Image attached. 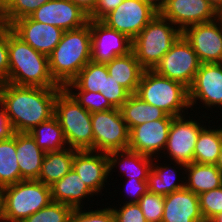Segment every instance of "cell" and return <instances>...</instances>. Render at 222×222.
I'll list each match as a JSON object with an SVG mask.
<instances>
[{"mask_svg": "<svg viewBox=\"0 0 222 222\" xmlns=\"http://www.w3.org/2000/svg\"><path fill=\"white\" fill-rule=\"evenodd\" d=\"M136 95L170 116L190 114L188 88L180 82L158 75L154 70H144Z\"/></svg>", "mask_w": 222, "mask_h": 222, "instance_id": "4", "label": "cell"}, {"mask_svg": "<svg viewBox=\"0 0 222 222\" xmlns=\"http://www.w3.org/2000/svg\"><path fill=\"white\" fill-rule=\"evenodd\" d=\"M12 31L39 53L49 56L61 41L64 31L25 17L11 24Z\"/></svg>", "mask_w": 222, "mask_h": 222, "instance_id": "18", "label": "cell"}, {"mask_svg": "<svg viewBox=\"0 0 222 222\" xmlns=\"http://www.w3.org/2000/svg\"><path fill=\"white\" fill-rule=\"evenodd\" d=\"M85 110L90 113L114 109L100 92L81 91L72 81L63 87ZM75 89V91H73Z\"/></svg>", "mask_w": 222, "mask_h": 222, "instance_id": "33", "label": "cell"}, {"mask_svg": "<svg viewBox=\"0 0 222 222\" xmlns=\"http://www.w3.org/2000/svg\"><path fill=\"white\" fill-rule=\"evenodd\" d=\"M69 1L78 6L88 16L94 11L98 2V0H69Z\"/></svg>", "mask_w": 222, "mask_h": 222, "instance_id": "45", "label": "cell"}, {"mask_svg": "<svg viewBox=\"0 0 222 222\" xmlns=\"http://www.w3.org/2000/svg\"><path fill=\"white\" fill-rule=\"evenodd\" d=\"M120 207H111L115 222H147L145 216L142 213V210L138 203H123L117 204Z\"/></svg>", "mask_w": 222, "mask_h": 222, "instance_id": "40", "label": "cell"}, {"mask_svg": "<svg viewBox=\"0 0 222 222\" xmlns=\"http://www.w3.org/2000/svg\"><path fill=\"white\" fill-rule=\"evenodd\" d=\"M181 34L173 23L158 14L132 40V51L145 70H153Z\"/></svg>", "mask_w": 222, "mask_h": 222, "instance_id": "5", "label": "cell"}, {"mask_svg": "<svg viewBox=\"0 0 222 222\" xmlns=\"http://www.w3.org/2000/svg\"><path fill=\"white\" fill-rule=\"evenodd\" d=\"M9 28H11V24L7 15V2L0 0V30Z\"/></svg>", "mask_w": 222, "mask_h": 222, "instance_id": "46", "label": "cell"}, {"mask_svg": "<svg viewBox=\"0 0 222 222\" xmlns=\"http://www.w3.org/2000/svg\"><path fill=\"white\" fill-rule=\"evenodd\" d=\"M72 210L69 205L52 201L22 222H69Z\"/></svg>", "mask_w": 222, "mask_h": 222, "instance_id": "34", "label": "cell"}, {"mask_svg": "<svg viewBox=\"0 0 222 222\" xmlns=\"http://www.w3.org/2000/svg\"><path fill=\"white\" fill-rule=\"evenodd\" d=\"M185 175V187L197 195L222 186V173L215 164H187Z\"/></svg>", "mask_w": 222, "mask_h": 222, "instance_id": "25", "label": "cell"}, {"mask_svg": "<svg viewBox=\"0 0 222 222\" xmlns=\"http://www.w3.org/2000/svg\"><path fill=\"white\" fill-rule=\"evenodd\" d=\"M8 29L0 30V83L8 80Z\"/></svg>", "mask_w": 222, "mask_h": 222, "instance_id": "41", "label": "cell"}, {"mask_svg": "<svg viewBox=\"0 0 222 222\" xmlns=\"http://www.w3.org/2000/svg\"><path fill=\"white\" fill-rule=\"evenodd\" d=\"M200 63H222V17L194 24L182 31Z\"/></svg>", "mask_w": 222, "mask_h": 222, "instance_id": "12", "label": "cell"}, {"mask_svg": "<svg viewBox=\"0 0 222 222\" xmlns=\"http://www.w3.org/2000/svg\"><path fill=\"white\" fill-rule=\"evenodd\" d=\"M20 181V169L16 156V132L6 140H0V185L8 186Z\"/></svg>", "mask_w": 222, "mask_h": 222, "instance_id": "31", "label": "cell"}, {"mask_svg": "<svg viewBox=\"0 0 222 222\" xmlns=\"http://www.w3.org/2000/svg\"><path fill=\"white\" fill-rule=\"evenodd\" d=\"M219 17H222V10L219 12Z\"/></svg>", "mask_w": 222, "mask_h": 222, "instance_id": "52", "label": "cell"}, {"mask_svg": "<svg viewBox=\"0 0 222 222\" xmlns=\"http://www.w3.org/2000/svg\"><path fill=\"white\" fill-rule=\"evenodd\" d=\"M114 107L120 109L127 101L131 93L122 85L117 83L112 76H105L104 91L100 92Z\"/></svg>", "mask_w": 222, "mask_h": 222, "instance_id": "39", "label": "cell"}, {"mask_svg": "<svg viewBox=\"0 0 222 222\" xmlns=\"http://www.w3.org/2000/svg\"><path fill=\"white\" fill-rule=\"evenodd\" d=\"M51 202V187L38 180L8 185L4 192L3 222H22Z\"/></svg>", "mask_w": 222, "mask_h": 222, "instance_id": "7", "label": "cell"}, {"mask_svg": "<svg viewBox=\"0 0 222 222\" xmlns=\"http://www.w3.org/2000/svg\"><path fill=\"white\" fill-rule=\"evenodd\" d=\"M91 61V30L81 28L64 31L61 41L48 56L49 71L54 81L64 87Z\"/></svg>", "mask_w": 222, "mask_h": 222, "instance_id": "3", "label": "cell"}, {"mask_svg": "<svg viewBox=\"0 0 222 222\" xmlns=\"http://www.w3.org/2000/svg\"><path fill=\"white\" fill-rule=\"evenodd\" d=\"M159 14L181 32L191 25L210 22L219 17L208 0H168Z\"/></svg>", "mask_w": 222, "mask_h": 222, "instance_id": "16", "label": "cell"}, {"mask_svg": "<svg viewBox=\"0 0 222 222\" xmlns=\"http://www.w3.org/2000/svg\"><path fill=\"white\" fill-rule=\"evenodd\" d=\"M208 2L218 13L222 10V0H208Z\"/></svg>", "mask_w": 222, "mask_h": 222, "instance_id": "49", "label": "cell"}, {"mask_svg": "<svg viewBox=\"0 0 222 222\" xmlns=\"http://www.w3.org/2000/svg\"><path fill=\"white\" fill-rule=\"evenodd\" d=\"M161 222H205L198 195L185 187L164 196Z\"/></svg>", "mask_w": 222, "mask_h": 222, "instance_id": "20", "label": "cell"}, {"mask_svg": "<svg viewBox=\"0 0 222 222\" xmlns=\"http://www.w3.org/2000/svg\"><path fill=\"white\" fill-rule=\"evenodd\" d=\"M73 159L74 149L69 147L60 151L46 152L38 181L51 186L73 168Z\"/></svg>", "mask_w": 222, "mask_h": 222, "instance_id": "26", "label": "cell"}, {"mask_svg": "<svg viewBox=\"0 0 222 222\" xmlns=\"http://www.w3.org/2000/svg\"><path fill=\"white\" fill-rule=\"evenodd\" d=\"M105 76H108L106 64L89 61L72 82L81 91L103 92Z\"/></svg>", "mask_w": 222, "mask_h": 222, "instance_id": "32", "label": "cell"}, {"mask_svg": "<svg viewBox=\"0 0 222 222\" xmlns=\"http://www.w3.org/2000/svg\"><path fill=\"white\" fill-rule=\"evenodd\" d=\"M200 64L197 54L181 34L153 70L189 88Z\"/></svg>", "mask_w": 222, "mask_h": 222, "instance_id": "10", "label": "cell"}, {"mask_svg": "<svg viewBox=\"0 0 222 222\" xmlns=\"http://www.w3.org/2000/svg\"><path fill=\"white\" fill-rule=\"evenodd\" d=\"M159 13L142 0H124L100 21L133 40Z\"/></svg>", "mask_w": 222, "mask_h": 222, "instance_id": "11", "label": "cell"}, {"mask_svg": "<svg viewBox=\"0 0 222 222\" xmlns=\"http://www.w3.org/2000/svg\"><path fill=\"white\" fill-rule=\"evenodd\" d=\"M91 30V61L106 64L132 52V40L100 20H88Z\"/></svg>", "mask_w": 222, "mask_h": 222, "instance_id": "13", "label": "cell"}, {"mask_svg": "<svg viewBox=\"0 0 222 222\" xmlns=\"http://www.w3.org/2000/svg\"><path fill=\"white\" fill-rule=\"evenodd\" d=\"M174 118L167 115L164 119L149 121L133 127L129 131L128 149L161 159L162 156L159 154L165 149L170 125Z\"/></svg>", "mask_w": 222, "mask_h": 222, "instance_id": "15", "label": "cell"}, {"mask_svg": "<svg viewBox=\"0 0 222 222\" xmlns=\"http://www.w3.org/2000/svg\"><path fill=\"white\" fill-rule=\"evenodd\" d=\"M189 104L192 111L197 101L204 109L222 107V63H202L188 88ZM217 105V106H216Z\"/></svg>", "mask_w": 222, "mask_h": 222, "instance_id": "14", "label": "cell"}, {"mask_svg": "<svg viewBox=\"0 0 222 222\" xmlns=\"http://www.w3.org/2000/svg\"><path fill=\"white\" fill-rule=\"evenodd\" d=\"M208 127L205 125L202 128L194 148V162L199 164H216L219 158L222 127Z\"/></svg>", "mask_w": 222, "mask_h": 222, "instance_id": "29", "label": "cell"}, {"mask_svg": "<svg viewBox=\"0 0 222 222\" xmlns=\"http://www.w3.org/2000/svg\"><path fill=\"white\" fill-rule=\"evenodd\" d=\"M9 73L7 83L18 86L63 88L52 78L48 56L39 53L8 29Z\"/></svg>", "mask_w": 222, "mask_h": 222, "instance_id": "2", "label": "cell"}, {"mask_svg": "<svg viewBox=\"0 0 222 222\" xmlns=\"http://www.w3.org/2000/svg\"><path fill=\"white\" fill-rule=\"evenodd\" d=\"M30 18L56 26L63 31L81 28L89 20L88 15L69 0H50L38 8Z\"/></svg>", "mask_w": 222, "mask_h": 222, "instance_id": "17", "label": "cell"}, {"mask_svg": "<svg viewBox=\"0 0 222 222\" xmlns=\"http://www.w3.org/2000/svg\"><path fill=\"white\" fill-rule=\"evenodd\" d=\"M145 3L150 4L158 13L166 5L168 0H142Z\"/></svg>", "mask_w": 222, "mask_h": 222, "instance_id": "47", "label": "cell"}, {"mask_svg": "<svg viewBox=\"0 0 222 222\" xmlns=\"http://www.w3.org/2000/svg\"><path fill=\"white\" fill-rule=\"evenodd\" d=\"M50 187L52 201L69 205L72 208L84 207L83 200L89 195V197L95 195L73 168Z\"/></svg>", "mask_w": 222, "mask_h": 222, "instance_id": "23", "label": "cell"}, {"mask_svg": "<svg viewBox=\"0 0 222 222\" xmlns=\"http://www.w3.org/2000/svg\"><path fill=\"white\" fill-rule=\"evenodd\" d=\"M208 222H222V212L217 214V215H215Z\"/></svg>", "mask_w": 222, "mask_h": 222, "instance_id": "51", "label": "cell"}, {"mask_svg": "<svg viewBox=\"0 0 222 222\" xmlns=\"http://www.w3.org/2000/svg\"><path fill=\"white\" fill-rule=\"evenodd\" d=\"M126 191L125 193H127V196H131V197H127L130 198V200L125 201L123 203H138V201L140 200V198L148 192V182L147 181H141L138 179H132L129 178L126 181ZM133 196V197H132ZM132 198V199H131Z\"/></svg>", "mask_w": 222, "mask_h": 222, "instance_id": "42", "label": "cell"}, {"mask_svg": "<svg viewBox=\"0 0 222 222\" xmlns=\"http://www.w3.org/2000/svg\"><path fill=\"white\" fill-rule=\"evenodd\" d=\"M61 89L0 83V105L5 109L14 132L28 133L50 120Z\"/></svg>", "mask_w": 222, "mask_h": 222, "instance_id": "1", "label": "cell"}, {"mask_svg": "<svg viewBox=\"0 0 222 222\" xmlns=\"http://www.w3.org/2000/svg\"><path fill=\"white\" fill-rule=\"evenodd\" d=\"M215 165L219 169V171L222 173V145H221L218 161Z\"/></svg>", "mask_w": 222, "mask_h": 222, "instance_id": "50", "label": "cell"}, {"mask_svg": "<svg viewBox=\"0 0 222 222\" xmlns=\"http://www.w3.org/2000/svg\"><path fill=\"white\" fill-rule=\"evenodd\" d=\"M4 192L5 187L0 185V222H3L4 217Z\"/></svg>", "mask_w": 222, "mask_h": 222, "instance_id": "48", "label": "cell"}, {"mask_svg": "<svg viewBox=\"0 0 222 222\" xmlns=\"http://www.w3.org/2000/svg\"><path fill=\"white\" fill-rule=\"evenodd\" d=\"M109 176L114 167L119 166L120 171L129 178L147 181L154 158L140 154L130 149L116 150L107 153Z\"/></svg>", "mask_w": 222, "mask_h": 222, "instance_id": "21", "label": "cell"}, {"mask_svg": "<svg viewBox=\"0 0 222 222\" xmlns=\"http://www.w3.org/2000/svg\"><path fill=\"white\" fill-rule=\"evenodd\" d=\"M16 156L21 180H38L45 152L29 133L16 132Z\"/></svg>", "mask_w": 222, "mask_h": 222, "instance_id": "22", "label": "cell"}, {"mask_svg": "<svg viewBox=\"0 0 222 222\" xmlns=\"http://www.w3.org/2000/svg\"><path fill=\"white\" fill-rule=\"evenodd\" d=\"M73 169L95 196L102 193L110 178L107 153L104 152L74 149Z\"/></svg>", "mask_w": 222, "mask_h": 222, "instance_id": "19", "label": "cell"}, {"mask_svg": "<svg viewBox=\"0 0 222 222\" xmlns=\"http://www.w3.org/2000/svg\"><path fill=\"white\" fill-rule=\"evenodd\" d=\"M120 110L129 131L137 125L164 119L168 115L162 109L143 101L136 94H131Z\"/></svg>", "mask_w": 222, "mask_h": 222, "instance_id": "28", "label": "cell"}, {"mask_svg": "<svg viewBox=\"0 0 222 222\" xmlns=\"http://www.w3.org/2000/svg\"><path fill=\"white\" fill-rule=\"evenodd\" d=\"M124 0H98L94 11L88 16L89 20H101L109 12L116 9Z\"/></svg>", "mask_w": 222, "mask_h": 222, "instance_id": "43", "label": "cell"}, {"mask_svg": "<svg viewBox=\"0 0 222 222\" xmlns=\"http://www.w3.org/2000/svg\"><path fill=\"white\" fill-rule=\"evenodd\" d=\"M154 160H156V162L152 164L147 180L148 192L166 196L174 191L185 188L184 180L186 177L183 175L185 174L184 171L182 172V175L180 173L177 174L180 170H176L173 166H169L171 164L163 166L161 163H157L156 157ZM178 175L183 177L177 178ZM181 179L184 180L182 181Z\"/></svg>", "mask_w": 222, "mask_h": 222, "instance_id": "27", "label": "cell"}, {"mask_svg": "<svg viewBox=\"0 0 222 222\" xmlns=\"http://www.w3.org/2000/svg\"><path fill=\"white\" fill-rule=\"evenodd\" d=\"M108 74L127 89L131 94H136L138 84L144 68L140 65L134 52L124 56H118L106 63Z\"/></svg>", "mask_w": 222, "mask_h": 222, "instance_id": "24", "label": "cell"}, {"mask_svg": "<svg viewBox=\"0 0 222 222\" xmlns=\"http://www.w3.org/2000/svg\"><path fill=\"white\" fill-rule=\"evenodd\" d=\"M50 0H6L7 15L12 24L14 21L30 17L38 8Z\"/></svg>", "mask_w": 222, "mask_h": 222, "instance_id": "37", "label": "cell"}, {"mask_svg": "<svg viewBox=\"0 0 222 222\" xmlns=\"http://www.w3.org/2000/svg\"><path fill=\"white\" fill-rule=\"evenodd\" d=\"M14 129L5 109L0 105V140H6L14 135Z\"/></svg>", "mask_w": 222, "mask_h": 222, "instance_id": "44", "label": "cell"}, {"mask_svg": "<svg viewBox=\"0 0 222 222\" xmlns=\"http://www.w3.org/2000/svg\"><path fill=\"white\" fill-rule=\"evenodd\" d=\"M93 151L112 152L128 149L129 129L118 108L91 113Z\"/></svg>", "mask_w": 222, "mask_h": 222, "instance_id": "9", "label": "cell"}, {"mask_svg": "<svg viewBox=\"0 0 222 222\" xmlns=\"http://www.w3.org/2000/svg\"><path fill=\"white\" fill-rule=\"evenodd\" d=\"M147 222H161L164 210V196L145 193L138 201Z\"/></svg>", "mask_w": 222, "mask_h": 222, "instance_id": "35", "label": "cell"}, {"mask_svg": "<svg viewBox=\"0 0 222 222\" xmlns=\"http://www.w3.org/2000/svg\"><path fill=\"white\" fill-rule=\"evenodd\" d=\"M54 116L60 123L69 148L93 151L91 113L64 88L57 94Z\"/></svg>", "mask_w": 222, "mask_h": 222, "instance_id": "6", "label": "cell"}, {"mask_svg": "<svg viewBox=\"0 0 222 222\" xmlns=\"http://www.w3.org/2000/svg\"><path fill=\"white\" fill-rule=\"evenodd\" d=\"M69 222H115V217L111 206L87 211L81 207L73 208Z\"/></svg>", "mask_w": 222, "mask_h": 222, "instance_id": "38", "label": "cell"}, {"mask_svg": "<svg viewBox=\"0 0 222 222\" xmlns=\"http://www.w3.org/2000/svg\"><path fill=\"white\" fill-rule=\"evenodd\" d=\"M199 118L197 121L193 120V118L191 119L190 116H179L175 117L170 125L167 143L162 153L165 154L168 161L169 158L172 160L171 164L174 165L175 163V167L179 166L180 170L185 171L186 165L194 162L195 144L200 131L205 126L204 122L200 121L201 117ZM173 160L174 163H172Z\"/></svg>", "mask_w": 222, "mask_h": 222, "instance_id": "8", "label": "cell"}, {"mask_svg": "<svg viewBox=\"0 0 222 222\" xmlns=\"http://www.w3.org/2000/svg\"><path fill=\"white\" fill-rule=\"evenodd\" d=\"M205 222L222 212V186L198 195Z\"/></svg>", "mask_w": 222, "mask_h": 222, "instance_id": "36", "label": "cell"}, {"mask_svg": "<svg viewBox=\"0 0 222 222\" xmlns=\"http://www.w3.org/2000/svg\"><path fill=\"white\" fill-rule=\"evenodd\" d=\"M28 133L45 153L60 151L68 147L64 132L55 116L40 123Z\"/></svg>", "mask_w": 222, "mask_h": 222, "instance_id": "30", "label": "cell"}]
</instances>
